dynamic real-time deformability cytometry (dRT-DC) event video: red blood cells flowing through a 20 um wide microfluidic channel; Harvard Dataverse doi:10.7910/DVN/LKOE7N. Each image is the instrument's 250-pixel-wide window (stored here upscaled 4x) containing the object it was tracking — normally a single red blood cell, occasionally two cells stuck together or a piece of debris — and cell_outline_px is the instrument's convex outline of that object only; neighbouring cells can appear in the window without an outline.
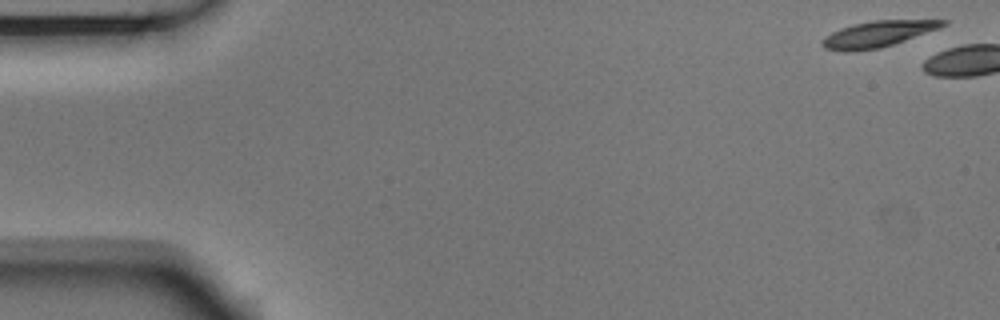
{"species": "Egyptian fruit bat (a non-hibernating species)", "species_latin": "Rousettus aegyptiacus", "temperature_condition": "room temperature", "stored_images_in_passage": 22, "camera_frame_rate_fps": 3000, "um_per_image_px": 0.085, "animal": {"sex": "male"}, "frame": {"image": 1, "passage_image": 1, "time_ms": 0.0, "image_size_px": [1000, 320], "cell_outline_px": [[948, 24], [940, 28], [880, 48], [844, 52], [824, 48], [820, 44], [832, 32], [840, 28], [852, 24], [872, 20], [948, 20]], "centroid_in_image_um": [74.62, 2.88], "position_along_channel_um": 10.4, "area_um2": 18.09}}